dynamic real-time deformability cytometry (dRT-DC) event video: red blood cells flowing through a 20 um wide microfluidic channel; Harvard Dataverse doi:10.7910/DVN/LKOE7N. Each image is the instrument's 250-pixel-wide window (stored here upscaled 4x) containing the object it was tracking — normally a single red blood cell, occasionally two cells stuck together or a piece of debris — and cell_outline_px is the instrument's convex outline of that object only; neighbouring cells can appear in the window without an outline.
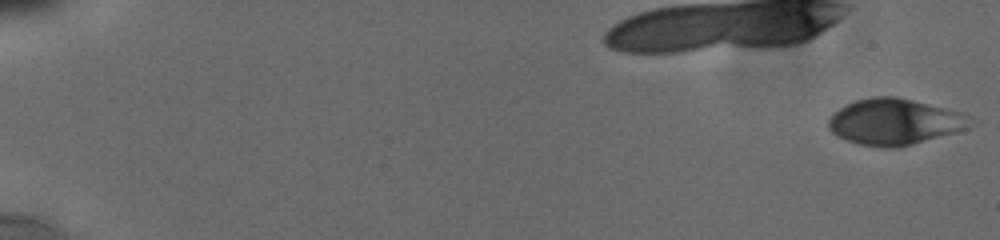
{"species": "human", "species_latin": "Homo sapiens", "temperature_condition": "cold", "stored_images_in_passage": 50, "camera_frame_rate_fps": 3000, "um_per_image_px": 0.085, "donor": {"sex": "male"}, "frame": {"image": 1, "passage_image": 1, "time_ms": 0.0, "image_size_px": [1000, 240], "cell_outline_px": [[980, 120], [976, 124], [968, 128], [956, 132], [896, 148], [892, 148], [860, 144], [848, 140], [832, 132], [828, 128], [828, 116], [832, 112], [844, 104], [856, 100], [872, 96], [896, 96], [964, 112]], "centroid_in_image_um": [76.11, 10.32], "position_along_channel_um": 8.9, "area_um2": 38.61}}
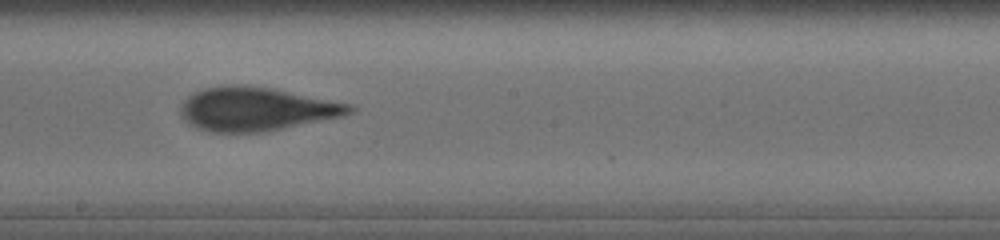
{"frame": {"image": 2, "passage_image": 31, "time_ms": 11.0, "image_size_px": [1000, 240], "cell_outline_px": [[356, 108], [352, 112], [344, 116], [260, 132], [212, 132], [196, 128], [188, 124], [180, 116], [180, 104], [188, 96], [204, 88], [268, 88], [352, 104]], "centroid_in_image_um": [21.77, 9.32], "position_along_channel_um": 226.4, "area_um2": 41.62}}
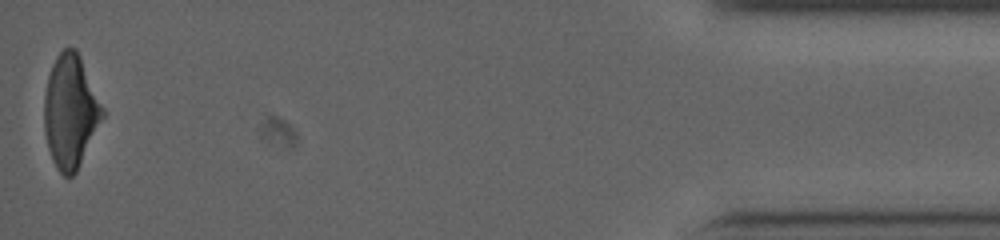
{"frame": {"image": 3, "passage_image": 50, "time_ms": 18.333, "image_size_px": [1000, 240], "cell_outline_px": [[104, 116], [76, 172], [72, 176], [64, 176], [56, 168], [52, 160], [48, 148], [44, 132], [44, 96], [48, 76], [52, 64], [56, 56], [64, 48], [76, 48], [80, 56], [104, 108]], "centroid_in_image_um": [5.97, 9.47], "position_along_channel_um": 429.2, "area_um2": 38.38}, "authors_computed_cell_mechanics": {"area_um2": 40.7779, "velocity_mm_per_s": 3.8227, "shape_relaxation_time_tau1_ms": 6.9963, "shape_relaxation_time_tau2_ms": 1.5005, "deformation_change_tau1": 0.1955, "deformation_change_tau2": 0.0816}}